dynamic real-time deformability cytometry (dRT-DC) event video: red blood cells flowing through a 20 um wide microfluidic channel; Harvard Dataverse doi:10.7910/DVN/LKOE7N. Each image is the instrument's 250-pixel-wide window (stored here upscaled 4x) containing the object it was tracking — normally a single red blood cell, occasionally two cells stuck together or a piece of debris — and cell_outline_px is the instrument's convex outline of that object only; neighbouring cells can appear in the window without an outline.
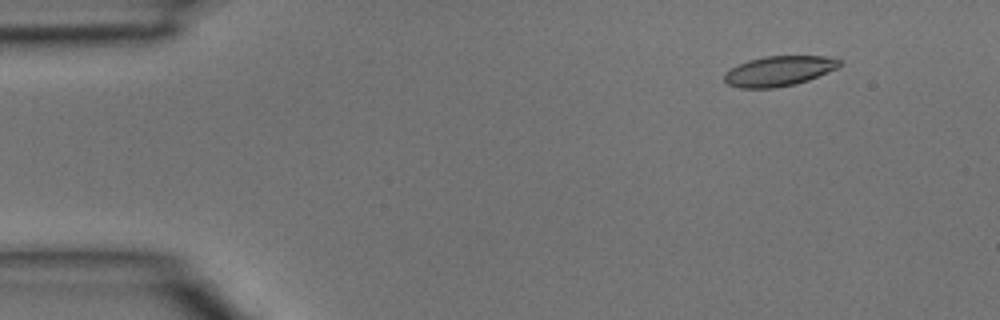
{"species": "common noctule bat (a hibernating species)", "species_latin": "Nyctalus noctula", "temperature_condition": "room temperature", "stored_images_in_passage": 3, "camera_frame_rate_fps": 3000, "um_per_image_px": 0.085, "animal": {"sex": "male", "body_mass_g": 15.6}, "frame": {"image": 1, "passage_image": 1, "time_ms": 0.0, "image_size_px": [1000, 320], "cell_outline_px": [[840, 64], [836, 68], [808, 80], [796, 84], [772, 88], [740, 88], [728, 84], [724, 80], [724, 72], [748, 60], [764, 56], [824, 56], [840, 60]], "centroid_in_image_um": [66.17, 6.04], "position_along_channel_um": 18.8, "area_um2": 19.94}}
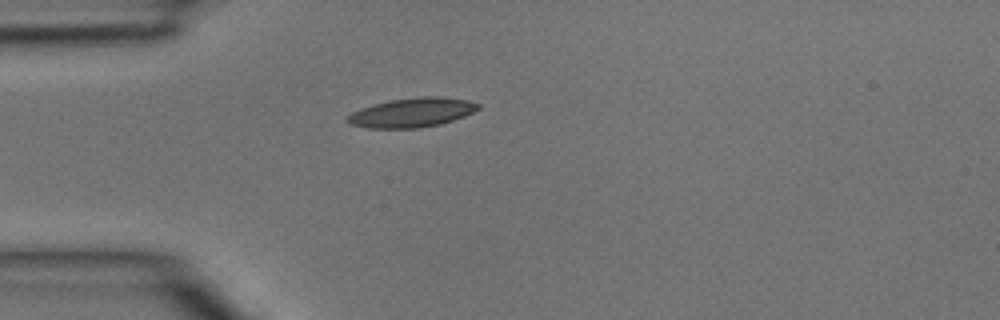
{"frame": {"image": 2, "passage_image": 3, "time_ms": 0.667, "image_size_px": [1000, 320], "cell_outline_px": [[480, 108], [464, 116], [440, 124], [416, 128], [368, 128], [348, 124], [344, 120], [352, 112], [376, 104], [392, 100], [420, 96], [436, 96], [468, 100], [480, 104]], "centroid_in_image_um": [35.01, 9.57], "position_along_channel_um": 50.0, "area_um2": 22.08}}